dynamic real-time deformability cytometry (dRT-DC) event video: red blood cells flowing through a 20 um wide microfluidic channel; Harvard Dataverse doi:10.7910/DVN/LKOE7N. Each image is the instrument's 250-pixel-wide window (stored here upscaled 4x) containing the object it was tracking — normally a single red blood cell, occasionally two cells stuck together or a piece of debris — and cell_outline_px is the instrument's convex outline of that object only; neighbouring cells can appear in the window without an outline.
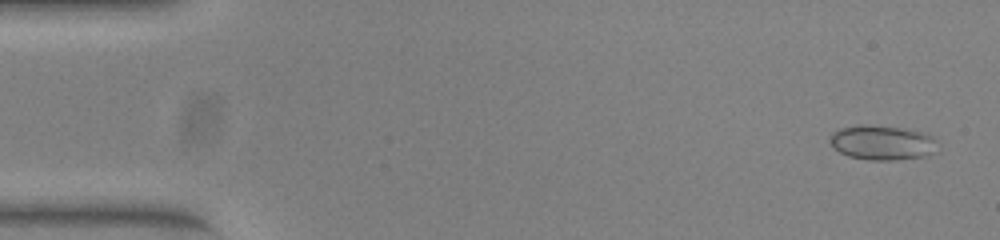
{"species": "common noctule bat (a hibernating species)", "species_latin": "Nyctalus noctula", "temperature_condition": "warm", "stored_images_in_passage": 52, "camera_frame_rate_fps": 3000, "um_per_image_px": 0.085, "animal": {"sex": "female", "body_mass_g": 23.0, "forearm_length_mm": 53.4}, "frame": {"image": 1, "passage_image": 2, "time_ms": 0.333, "image_size_px": [1000, 240], "cell_outline_px": [[940, 152], [928, 156], [892, 160], [868, 160], [848, 156], [832, 148], [828, 140], [832, 132], [840, 128], [860, 124], [900, 128], [924, 132], [932, 136], [936, 140]], "centroid_in_image_um": [75.01, 12.13], "position_along_channel_um": 10.0, "area_um2": 22.2}}
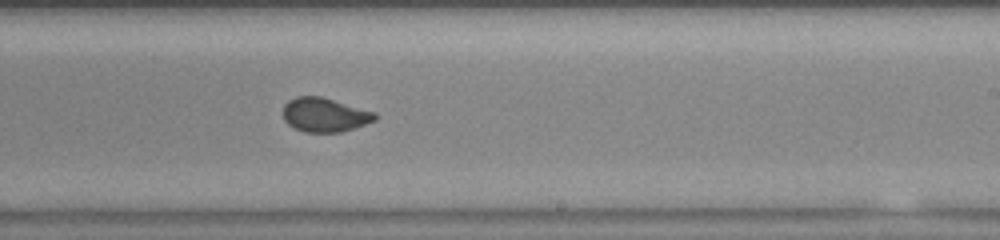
{"frame": {"image": 2, "passage_image": 31, "time_ms": 10.0, "image_size_px": [1000, 240], "cell_outline_px": [[376, 120], [340, 132], [304, 132], [288, 124], [284, 120], [284, 104], [288, 100], [296, 96], [320, 96], [376, 112]], "centroid_in_image_um": [27.58, 9.75], "position_along_channel_um": 261.4, "area_um2": 18.09}}
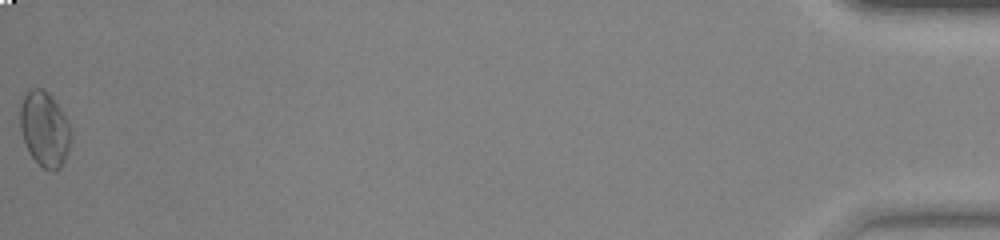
{"frame": {"image": 3, "passage_image": 52, "time_ms": 17.0, "image_size_px": [1000, 240], "cell_outline_px": [[72, 136], [64, 160], [60, 168], [52, 172], [48, 172], [28, 152], [20, 128], [20, 108], [24, 96], [28, 88], [40, 88], [48, 92], [60, 108], [72, 132]], "centroid_in_image_um": [3.78, 10.97], "position_along_channel_um": 431.4, "area_um2": 22.08}}